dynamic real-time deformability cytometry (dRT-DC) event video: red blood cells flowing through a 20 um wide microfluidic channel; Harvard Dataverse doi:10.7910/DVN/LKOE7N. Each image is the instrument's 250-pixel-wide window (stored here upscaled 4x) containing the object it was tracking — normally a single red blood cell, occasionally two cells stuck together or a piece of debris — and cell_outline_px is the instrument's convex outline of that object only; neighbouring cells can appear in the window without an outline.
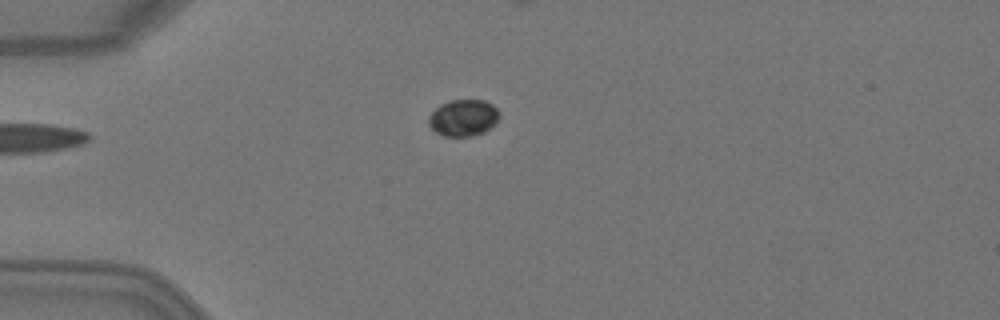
{"species": "Egyptian fruit bat (a non-hibernating species)", "species_latin": "Rousettus aegyptiacus", "temperature_condition": "warm", "stored_images_in_passage": 2, "camera_frame_rate_fps": 3000, "um_per_image_px": 0.085, "animal": {"sex": "female"}, "frame": {"image": 1, "passage_image": 1, "time_ms": 0.0, "image_size_px": [1000, 320], "cell_outline_px": [[500, 116], [484, 132], [472, 136], [444, 136], [436, 132], [428, 124], [428, 116], [440, 104], [452, 100], [484, 100], [492, 104], [500, 112]], "centroid_in_image_um": [39.36, 10.0], "position_along_channel_um": 45.6, "area_um2": 14.97}}
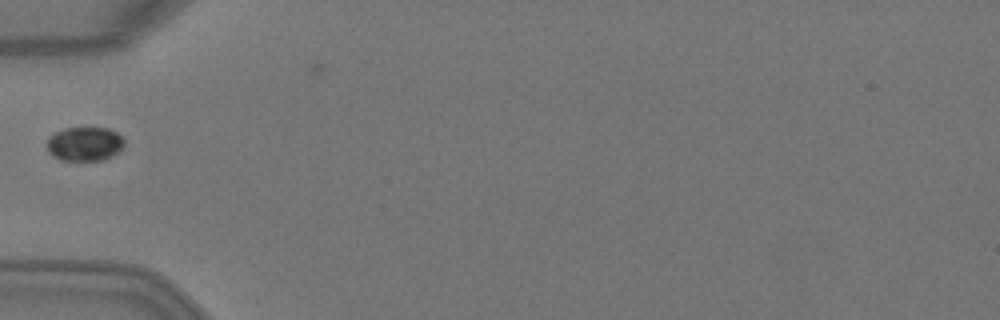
{"frame": {"image": 2, "passage_image": 2, "time_ms": 0.333, "image_size_px": [1000, 320], "cell_outline_px": [[124, 144], [112, 156], [104, 160], [60, 160], [52, 156], [48, 152], [48, 136], [64, 128], [108, 128], [116, 132], [124, 140]], "centroid_in_image_um": [7.17, 12.23], "position_along_channel_um": 77.8, "area_um2": 15.26}}